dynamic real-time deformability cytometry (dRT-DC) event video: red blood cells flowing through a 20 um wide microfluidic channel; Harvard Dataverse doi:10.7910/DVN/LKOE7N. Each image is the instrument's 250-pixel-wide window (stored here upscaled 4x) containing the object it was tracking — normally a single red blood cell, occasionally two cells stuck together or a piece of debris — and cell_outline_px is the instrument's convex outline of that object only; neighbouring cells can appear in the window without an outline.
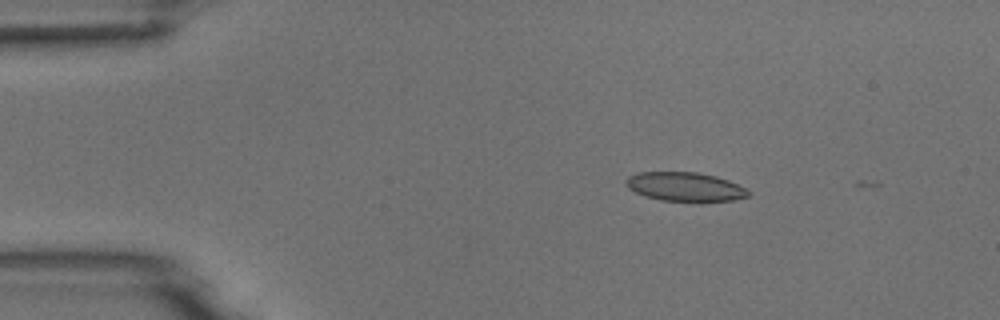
{"species": "common noctule bat (a hibernating species)", "species_latin": "Nyctalus noctula", "temperature_condition": "room temperature", "stored_images_in_passage": 3, "camera_frame_rate_fps": 3000, "um_per_image_px": 0.085, "animal": {"sex": "male", "body_mass_g": 18.8}, "frame": {"image": 1, "passage_image": 2, "time_ms": 1.333, "image_size_px": [1000, 320], "cell_outline_px": [[752, 192], [748, 196], [732, 200], [660, 200], [644, 196], [628, 188], [624, 184], [624, 180], [628, 176], [640, 172], [696, 172], [716, 176], [728, 180]], "centroid_in_image_um": [58.17, 15.85], "position_along_channel_um": 26.8, "area_um2": 20.35}}